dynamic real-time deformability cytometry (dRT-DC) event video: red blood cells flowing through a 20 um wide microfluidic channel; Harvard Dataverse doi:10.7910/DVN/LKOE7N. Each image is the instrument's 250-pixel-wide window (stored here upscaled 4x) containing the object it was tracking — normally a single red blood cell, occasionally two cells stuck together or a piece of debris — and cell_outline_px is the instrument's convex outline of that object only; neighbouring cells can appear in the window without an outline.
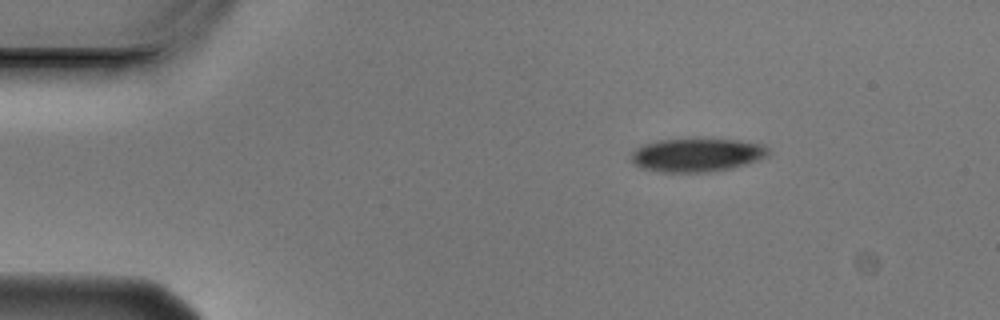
{"species": "Egyptian fruit bat (a non-hibernating species)", "species_latin": "Rousettus aegyptiacus", "temperature_condition": "cold", "stored_images_in_passage": 4, "camera_frame_rate_fps": 3000, "um_per_image_px": 0.085, "animal": {"sex": "male"}, "frame": {"image": 1, "passage_image": 4, "time_ms": 1.0, "image_size_px": [1000, 320], "cell_outline_px": [[772, 152], [768, 156], [748, 164], [732, 168], [708, 172], [660, 172], [640, 168], [632, 164], [628, 160], [628, 156], [636, 148], [644, 144], [656, 140], [740, 140], [764, 144]], "centroid_in_image_um": [59.21, 13.19], "position_along_channel_um": 25.8, "area_um2": 27.05}}